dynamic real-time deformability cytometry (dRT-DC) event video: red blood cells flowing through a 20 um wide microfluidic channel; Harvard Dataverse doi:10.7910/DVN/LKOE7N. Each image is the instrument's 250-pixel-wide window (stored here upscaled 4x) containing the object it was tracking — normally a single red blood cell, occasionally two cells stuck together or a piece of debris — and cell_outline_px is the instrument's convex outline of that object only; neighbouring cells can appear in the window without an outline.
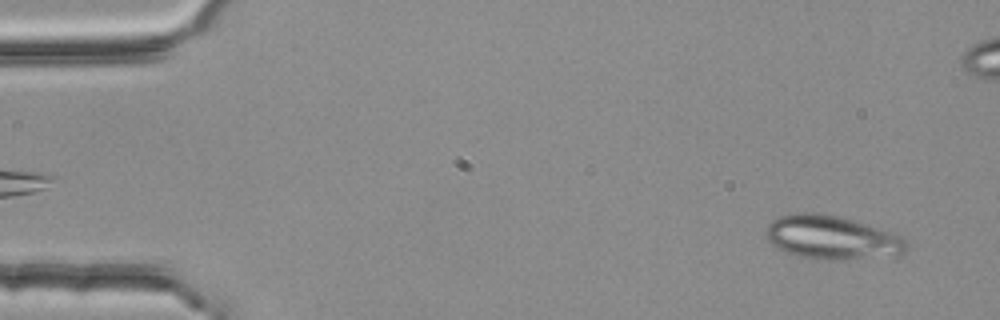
{"species": "common noctule bat (a hibernating species)", "species_latin": "Nyctalus noctula", "temperature_condition": "room temperature", "stored_images_in_passage": 53, "camera_frame_rate_fps": 3000, "um_per_image_px": 0.085, "animal": {"sex": "female", "body_mass_g": 25.1}, "frame": {"image": 1, "passage_image": 3, "time_ms": 0.667, "image_size_px": [1000, 320], "cell_outline_px": [[908, 248], [904, 252], [864, 256], [800, 256], [784, 252], [776, 248], [768, 240], [764, 232], [764, 228], [772, 220], [780, 216], [796, 212], [816, 212], [836, 216], [852, 220], [900, 236], [908, 244]], "centroid_in_image_um": [70.54, 20.1], "position_along_channel_um": 14.5, "area_um2": 33.76}}
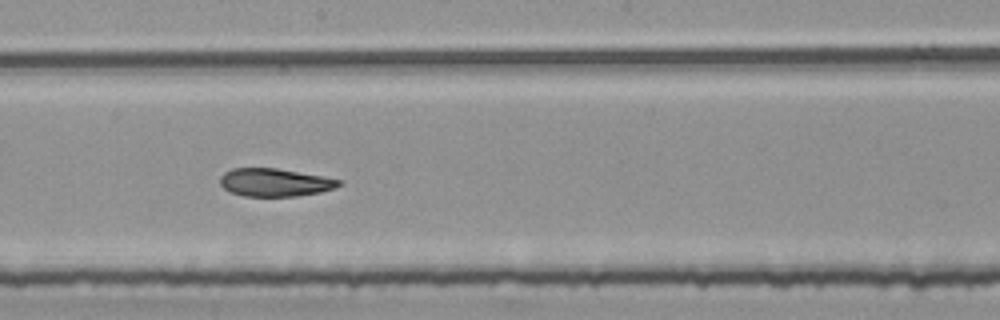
{"frame": {"image": 2, "passage_image": 29, "time_ms": 9.333, "image_size_px": [1000, 320], "cell_outline_px": [[344, 184], [336, 188], [320, 192], [296, 196], [244, 196], [228, 192], [220, 184], [220, 176], [224, 172], [232, 168], [276, 168], [320, 176], [340, 180]], "centroid_in_image_um": [23.33, 15.51], "position_along_channel_um": 224.9, "area_um2": 19.36}}
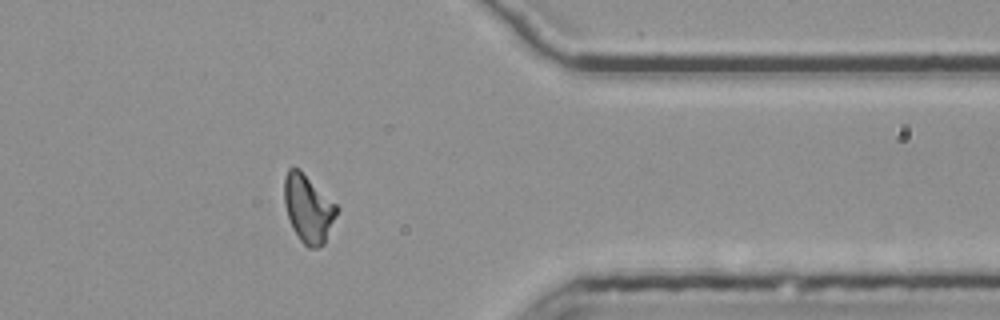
{"frame": {"image": 3, "passage_image": 43, "time_ms": 14.0, "image_size_px": [1000, 320], "cell_outline_px": [[340, 208], [324, 244], [316, 248], [308, 248], [300, 240], [292, 228], [284, 204], [284, 176], [288, 168], [300, 168]], "centroid_in_image_um": [26.2, 17.71], "position_along_channel_um": 385.2, "area_um2": 20.92}, "authors_computed_cell_mechanics": {"area_um2": 20.7502, "velocity_mm_per_s": 3.7917, "shape_relaxation_time_tau1_ms": null, "shape_relaxation_time_tau2_ms": 2.6733, "deformation_change_tau1": null, "deformation_change_tau2": 0.0979}}